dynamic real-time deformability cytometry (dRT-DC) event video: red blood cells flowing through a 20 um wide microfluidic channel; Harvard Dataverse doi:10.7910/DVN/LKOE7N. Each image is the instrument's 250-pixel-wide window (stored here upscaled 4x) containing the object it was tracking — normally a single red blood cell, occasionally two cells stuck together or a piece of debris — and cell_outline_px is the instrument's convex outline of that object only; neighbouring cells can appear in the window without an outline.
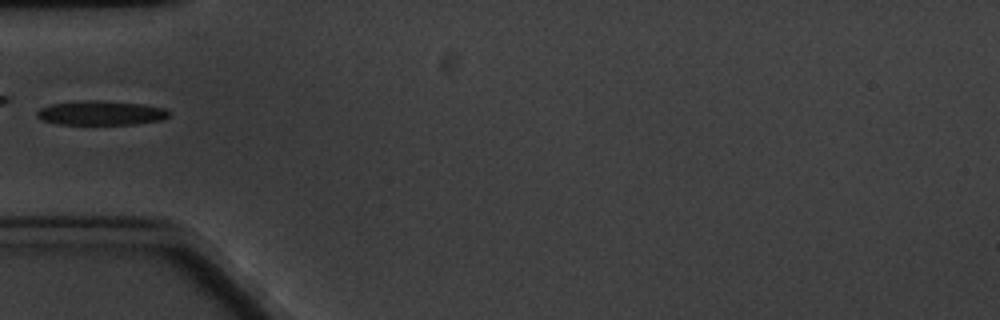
{"species": "common noctule bat (a hibernating species)", "species_latin": "Nyctalus noctula", "temperature_condition": "cold", "stored_images_in_passage": 10, "camera_frame_rate_fps": 3000, "um_per_image_px": 0.085, "animal": {"sex": "male", "body_mass_g": 20.1, "forearm_length_mm": 53.5}, "frame": {"image": 1, "passage_image": 6, "time_ms": 6.0, "image_size_px": [1000, 320], "cell_outline_px": [[172, 112], [164, 120], [136, 124], [56, 124], [40, 120], [36, 116], [36, 112], [40, 108], [48, 104], [80, 100], [96, 100], [144, 104], [164, 108]], "centroid_in_image_um": [8.56, 9.6], "position_along_channel_um": 76.4, "area_um2": 19.07}}